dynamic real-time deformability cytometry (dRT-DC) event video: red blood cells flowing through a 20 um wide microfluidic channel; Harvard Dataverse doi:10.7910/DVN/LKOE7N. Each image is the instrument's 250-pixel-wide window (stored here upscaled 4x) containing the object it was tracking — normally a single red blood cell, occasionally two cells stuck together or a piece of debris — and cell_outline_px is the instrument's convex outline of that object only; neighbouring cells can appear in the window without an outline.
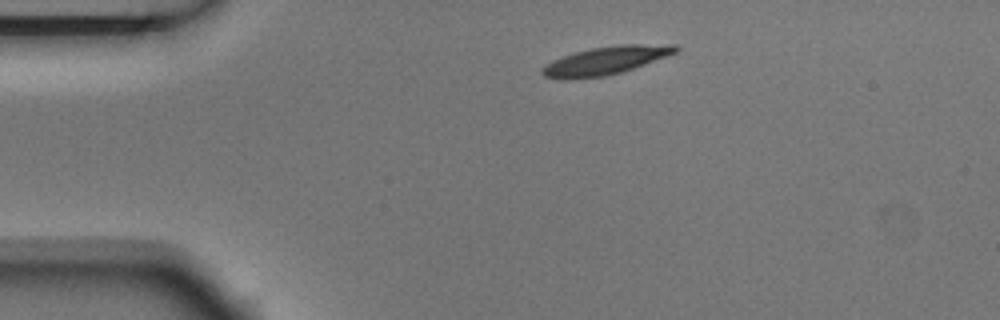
{"species": "Egyptian fruit bat (a non-hibernating species)", "species_latin": "Rousettus aegyptiacus", "temperature_condition": "room temperature", "stored_images_in_passage": 2, "camera_frame_rate_fps": 3000, "um_per_image_px": 0.085, "animal": {"sex": "male"}, "frame": {"image": 1, "passage_image": 1, "time_ms": 0.0, "image_size_px": [1000, 320], "cell_outline_px": [[680, 48], [676, 52], [644, 64], [620, 72], [604, 76], [564, 80], [560, 80], [544, 76], [540, 72], [540, 68], [552, 60], [576, 52], [592, 48], [620, 44], [676, 44]], "centroid_in_image_um": [51.44, 5.15], "position_along_channel_um": 33.6, "area_um2": 21.73}}